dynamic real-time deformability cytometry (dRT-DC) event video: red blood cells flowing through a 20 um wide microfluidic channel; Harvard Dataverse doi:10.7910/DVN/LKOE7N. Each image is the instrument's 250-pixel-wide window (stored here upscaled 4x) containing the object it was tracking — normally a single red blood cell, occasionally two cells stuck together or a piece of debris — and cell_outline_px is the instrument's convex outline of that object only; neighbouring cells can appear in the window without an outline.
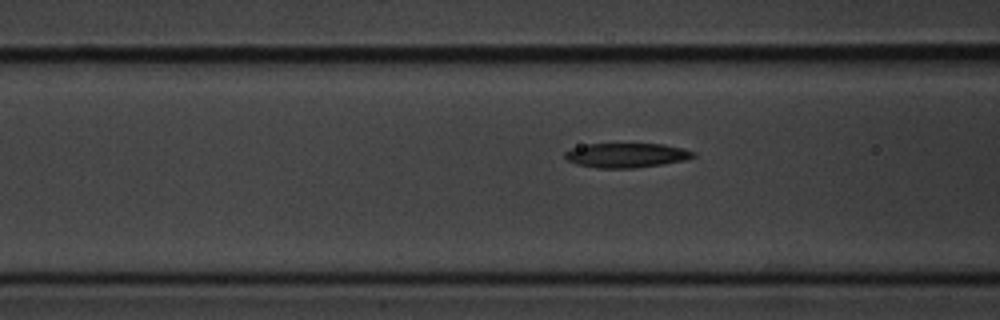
{"species": "common noctule bat (a hibernating species)", "species_latin": "Nyctalus noctula", "temperature_condition": "cold", "stored_images_in_passage": 7, "camera_frame_rate_fps": 3000, "um_per_image_px": 0.085, "animal": {"sex": "male", "body_mass_g": 20.1, "forearm_length_mm": 53.5}, "frame": {"image": 1, "passage_image": 5, "time_ms": 1.333, "image_size_px": [1000, 320], "cell_outline_px": [[696, 156], [684, 160], [636, 168], [596, 168], [576, 164], [568, 160], [564, 156], [564, 152], [572, 148], [588, 144], [664, 144], [684, 148], [696, 152]], "centroid_in_image_um": [53.25, 13.2], "position_along_channel_um": 113.3, "area_um2": 18.32}}